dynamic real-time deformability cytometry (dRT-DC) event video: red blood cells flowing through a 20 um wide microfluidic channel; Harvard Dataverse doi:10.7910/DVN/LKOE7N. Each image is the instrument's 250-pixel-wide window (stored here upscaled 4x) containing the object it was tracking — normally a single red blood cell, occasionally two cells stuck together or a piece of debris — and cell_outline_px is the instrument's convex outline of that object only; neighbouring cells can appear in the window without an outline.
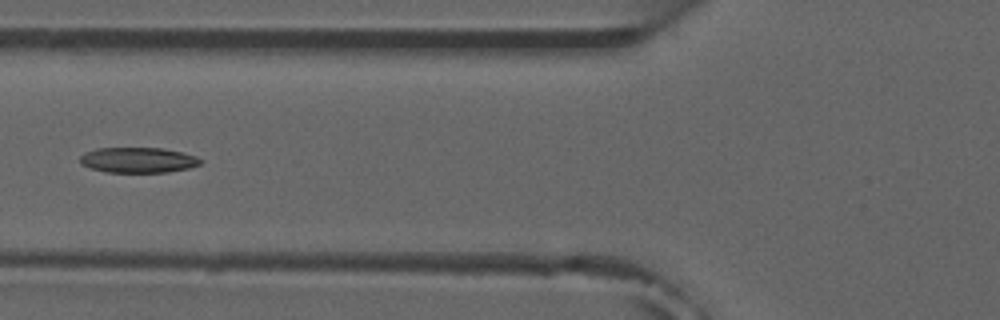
{"species": "common noctule bat (a hibernating species)", "species_latin": "Nyctalus noctula", "temperature_condition": "room temperature", "stored_images_in_passage": 5, "camera_frame_rate_fps": 3000, "um_per_image_px": 0.085, "animal": {"sex": "male", "forearm_length_mm": 52.5}, "frame": {"image": 1, "passage_image": 4, "time_ms": 4.333, "image_size_px": [1000, 320], "cell_outline_px": [[204, 160], [200, 164], [188, 168], [168, 172], [108, 172], [88, 168], [80, 164], [80, 156], [84, 152], [96, 148], [164, 148], [184, 152], [196, 156]], "centroid_in_image_um": [11.73, 13.6], "position_along_channel_um": 114.1, "area_um2": 18.03}}
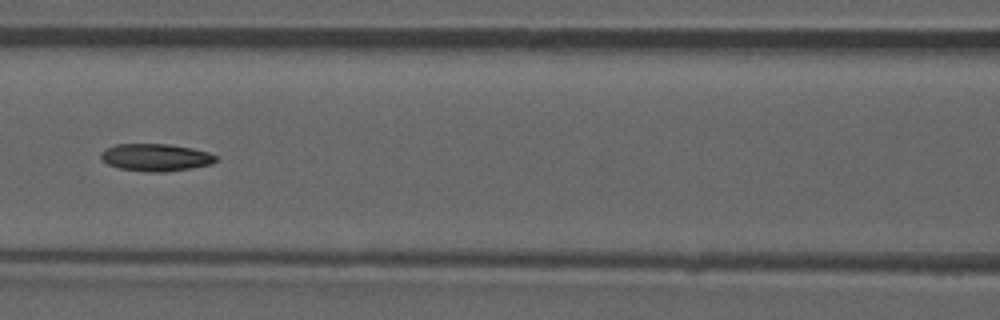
{"frame": {"image": 2, "passage_image": 5, "time_ms": 5.333, "image_size_px": [1000, 320], "cell_outline_px": [[216, 160], [212, 164], [192, 168], [164, 172], [148, 172], [120, 168], [108, 164], [100, 156], [100, 152], [116, 144], [168, 144], [192, 148], [208, 152], [216, 156]], "centroid_in_image_um": [13.25, 13.38], "position_along_channel_um": 153.3, "area_um2": 18.21}}